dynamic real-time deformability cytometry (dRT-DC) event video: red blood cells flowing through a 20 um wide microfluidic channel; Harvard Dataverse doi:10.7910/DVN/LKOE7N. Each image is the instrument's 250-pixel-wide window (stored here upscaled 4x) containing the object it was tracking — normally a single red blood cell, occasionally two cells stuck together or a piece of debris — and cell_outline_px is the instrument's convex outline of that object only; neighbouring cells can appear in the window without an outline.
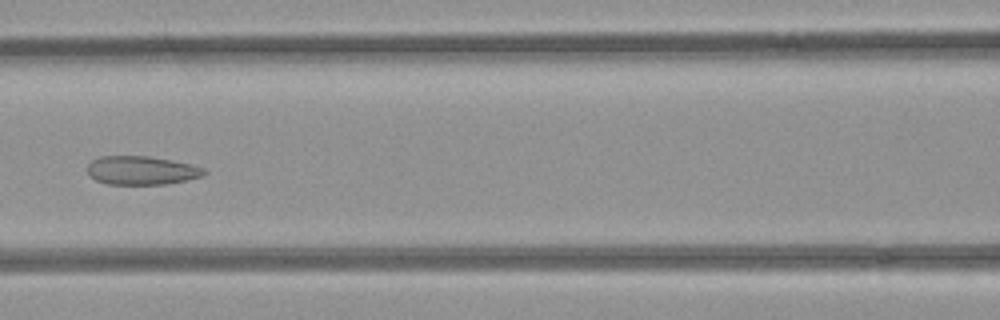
{"species": "common noctule bat (a hibernating species)", "species_latin": "Nyctalus noctula", "temperature_condition": "room temperature", "stored_images_in_passage": 7, "camera_frame_rate_fps": 3000, "um_per_image_px": 0.085, "animal": {"sex": "female", "body_mass_g": 21.9}, "frame": {"image": 1, "passage_image": 7, "time_ms": 2.0, "image_size_px": [1000, 320], "cell_outline_px": [[208, 172], [204, 176], [164, 184], [108, 184], [96, 180], [88, 172], [88, 164], [92, 160], [100, 156], [148, 156], [172, 160], [204, 168]], "centroid_in_image_um": [12.04, 14.48], "position_along_channel_um": 154.6, "area_um2": 19.31}}